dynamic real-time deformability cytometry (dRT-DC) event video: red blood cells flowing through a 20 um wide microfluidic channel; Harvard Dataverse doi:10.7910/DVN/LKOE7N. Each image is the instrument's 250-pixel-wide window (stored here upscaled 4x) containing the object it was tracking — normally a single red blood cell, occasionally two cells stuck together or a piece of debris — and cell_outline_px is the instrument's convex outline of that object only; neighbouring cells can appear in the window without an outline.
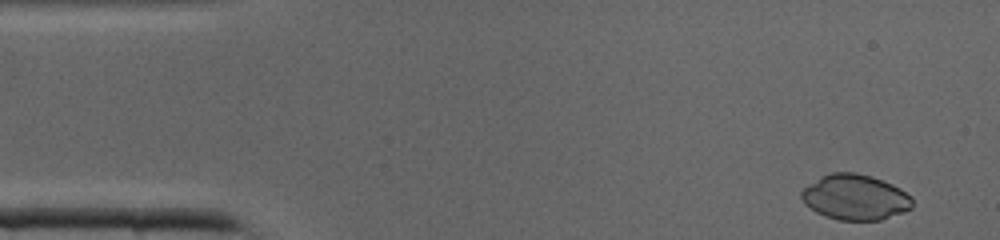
{"species": "common noctule bat (a hibernating species)", "species_latin": "Nyctalus noctula", "temperature_condition": "cold", "stored_images_in_passage": 39, "camera_frame_rate_fps": 3000, "um_per_image_px": 0.085, "animal": {"sex": "male", "body_mass_g": 19.0, "forearm_length_mm": 50.8}, "frame": {"image": 1, "passage_image": 1, "time_ms": 0.0, "image_size_px": [1000, 240], "cell_outline_px": [[912, 208], [904, 212], [880, 220], [840, 220], [824, 216], [816, 212], [804, 204], [800, 196], [800, 192], [804, 188], [820, 176], [832, 172], [856, 172], [872, 176], [892, 184], [900, 188], [912, 196]], "centroid_in_image_um": [72.68, 16.76], "position_along_channel_um": 12.3, "area_um2": 29.59}}
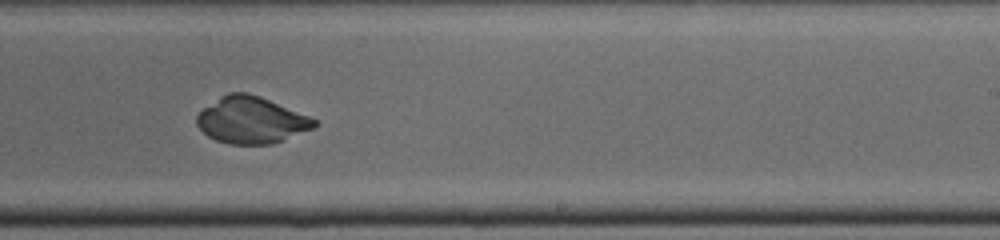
{"frame": {"image": 2, "passage_image": 23, "time_ms": 7.333, "image_size_px": [1000, 240], "cell_outline_px": [[320, 124], [316, 128], [284, 140], [272, 144], [228, 144], [216, 140], [208, 136], [196, 124], [196, 116], [204, 108], [220, 96], [228, 92], [248, 92], [260, 96], [308, 116], [316, 120]], "centroid_in_image_um": [21.38, 10.21], "position_along_channel_um": 267.6, "area_um2": 32.02}}